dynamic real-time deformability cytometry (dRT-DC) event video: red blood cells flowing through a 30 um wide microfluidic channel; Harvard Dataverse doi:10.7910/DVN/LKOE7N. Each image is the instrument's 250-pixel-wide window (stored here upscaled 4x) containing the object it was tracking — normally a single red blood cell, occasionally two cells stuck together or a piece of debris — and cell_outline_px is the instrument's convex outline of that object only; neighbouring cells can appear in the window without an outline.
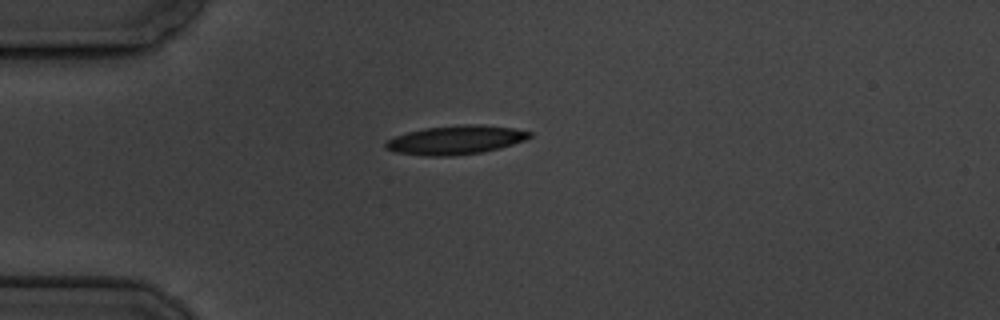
{"species": "common noctule bat (a hibernating species)", "species_latin": "Nyctalus noctula", "temperature_condition": "cold", "stored_images_in_passage": 6, "camera_frame_rate_fps": 3000, "um_per_image_px": 0.085, "animal": {"sex": "male", "body_mass_g": 19.5, "forearm_length_mm": 54.6}, "frame": {"image": 1, "passage_image": 1, "time_ms": 0.0, "image_size_px": [1000, 320], "cell_outline_px": [[532, 136], [524, 140], [500, 148], [480, 152], [452, 156], [428, 156], [396, 152], [384, 148], [384, 144], [388, 140], [396, 136], [408, 132], [424, 128], [464, 124], [480, 124], [512, 128], [532, 132]], "centroid_in_image_um": [38.73, 11.89], "position_along_channel_um": 46.3, "area_um2": 24.04}}
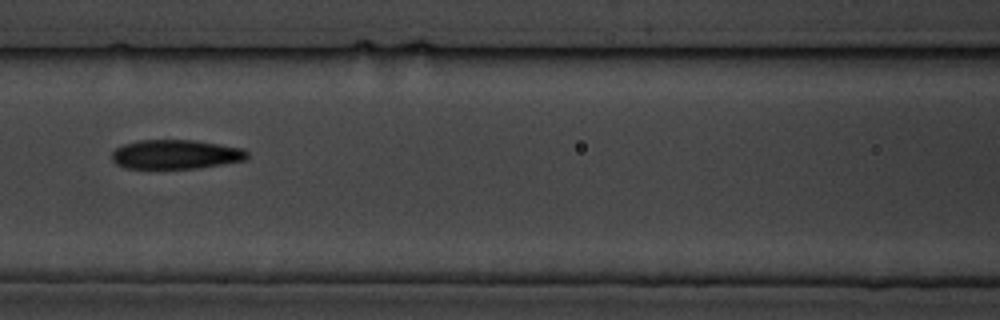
{"frame": {"image": 2, "passage_image": 4, "time_ms": 3.667, "image_size_px": [1000, 320], "cell_outline_px": [[248, 156], [244, 160], [200, 168], [124, 168], [116, 164], [112, 160], [112, 152], [116, 148], [124, 144], [140, 140], [196, 140], [244, 148], [248, 152]], "centroid_in_image_um": [14.94, 13.12], "position_along_channel_um": 151.7, "area_um2": 23.12}}
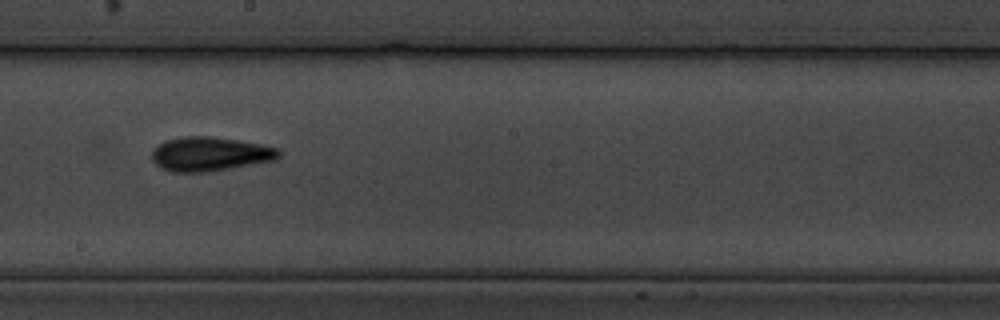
{"frame": {"image": 3, "passage_image": 6, "time_ms": 6.0, "image_size_px": [1000, 320], "cell_outline_px": [[280, 156], [276, 160], [208, 172], [168, 172], [160, 168], [152, 160], [152, 148], [164, 140], [184, 136], [212, 136], [260, 144], [280, 148]], "centroid_in_image_um": [17.81, 13.09], "position_along_channel_um": 230.4, "area_um2": 25.55}}